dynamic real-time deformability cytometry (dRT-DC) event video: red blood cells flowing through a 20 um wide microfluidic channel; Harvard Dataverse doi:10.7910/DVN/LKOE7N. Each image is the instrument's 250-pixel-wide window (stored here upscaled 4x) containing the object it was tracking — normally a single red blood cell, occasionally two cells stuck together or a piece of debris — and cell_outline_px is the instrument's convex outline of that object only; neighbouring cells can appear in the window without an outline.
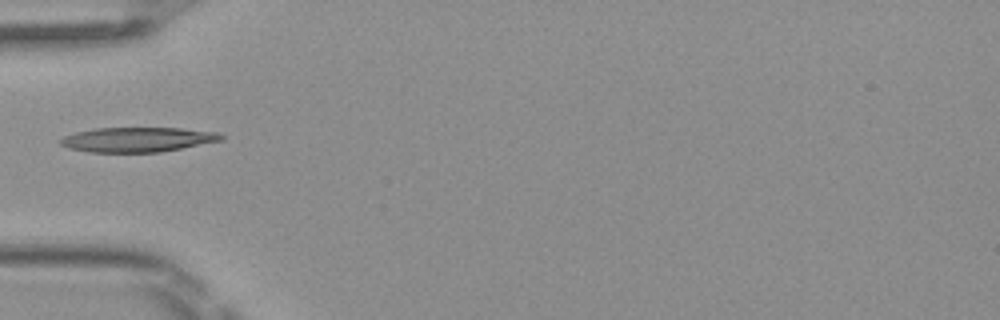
{"species": "Egyptian fruit bat (a non-hibernating species)", "species_latin": "Rousettus aegyptiacus", "temperature_condition": "room temperature", "stored_images_in_passage": 5, "camera_frame_rate_fps": 3000, "um_per_image_px": 0.085, "frame": {"image": 1, "passage_image": 4, "time_ms": 1.0, "image_size_px": [1000, 320], "cell_outline_px": [[224, 140], [160, 152], [88, 152], [68, 148], [60, 144], [60, 140], [64, 136], [76, 132], [96, 128], [180, 128], [220, 132], [224, 136]], "centroid_in_image_um": [11.72, 11.86], "position_along_channel_um": 73.3, "area_um2": 23.18}}
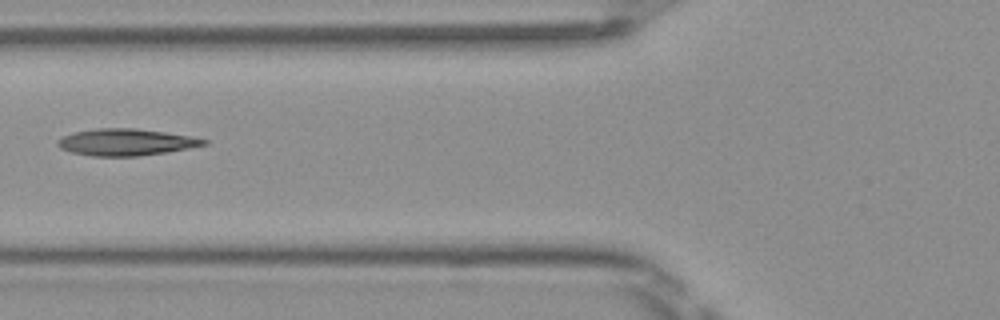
{"frame": {"image": 2, "passage_image": 5, "time_ms": 1.333, "image_size_px": [1000, 320], "cell_outline_px": [[208, 144], [168, 152], [140, 156], [92, 156], [72, 152], [60, 148], [56, 144], [56, 140], [64, 136], [76, 132], [96, 128], [136, 128], [192, 136], [208, 140]], "centroid_in_image_um": [10.72, 12.08], "position_along_channel_um": 115.1, "area_um2": 22.77}}